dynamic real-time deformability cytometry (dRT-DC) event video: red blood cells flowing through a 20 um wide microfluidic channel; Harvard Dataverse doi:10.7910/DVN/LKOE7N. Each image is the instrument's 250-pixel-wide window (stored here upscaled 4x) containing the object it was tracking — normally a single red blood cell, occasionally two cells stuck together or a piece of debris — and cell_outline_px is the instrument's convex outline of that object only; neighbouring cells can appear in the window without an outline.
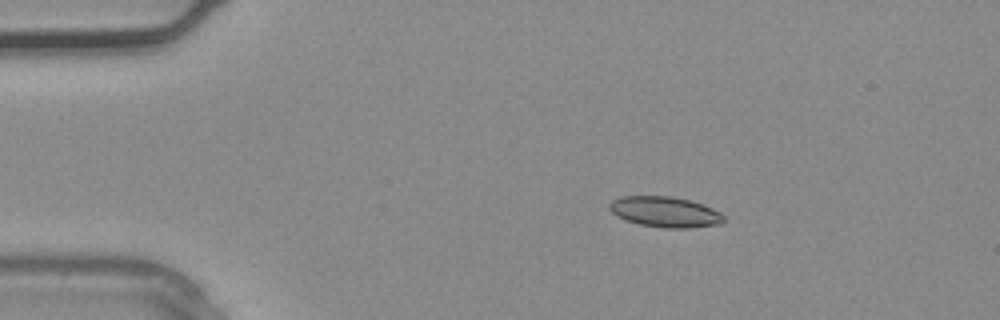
{"species": "common noctule bat (a hibernating species)", "species_latin": "Nyctalus noctula", "temperature_condition": "warm", "stored_images_in_passage": 2, "camera_frame_rate_fps": 3000, "um_per_image_px": 0.085, "animal": {"sex": "male", "body_mass_g": 20.4}, "frame": {"image": 1, "passage_image": 1, "time_ms": 0.0, "image_size_px": [1000, 320], "cell_outline_px": [[724, 220], [720, 224], [688, 228], [664, 228], [640, 224], [624, 220], [616, 216], [608, 208], [608, 204], [612, 200], [620, 196], [668, 196], [692, 200], [704, 204], [720, 212], [724, 216]], "centroid_in_image_um": [56.51, 18.0], "position_along_channel_um": 28.5, "area_um2": 20.58}}